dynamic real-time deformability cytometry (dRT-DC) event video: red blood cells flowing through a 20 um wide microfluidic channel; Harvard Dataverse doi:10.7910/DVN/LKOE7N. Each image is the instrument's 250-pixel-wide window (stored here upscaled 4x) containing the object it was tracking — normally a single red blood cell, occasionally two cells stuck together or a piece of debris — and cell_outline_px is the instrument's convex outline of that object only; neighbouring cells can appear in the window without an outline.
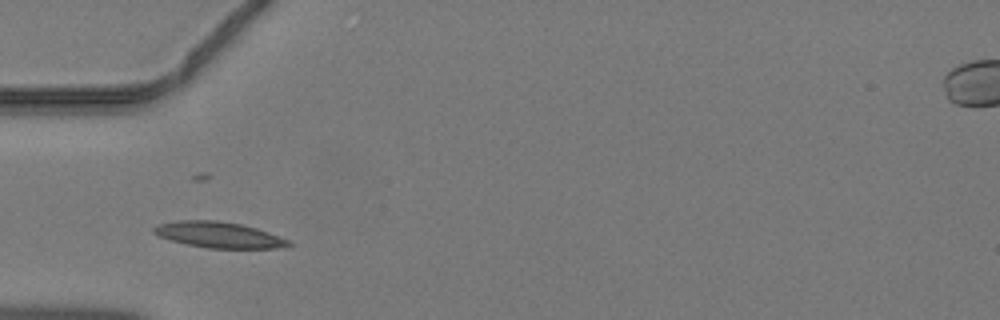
{"species": "common noctule bat (a hibernating species)", "species_latin": "Nyctalus noctula", "temperature_condition": "warm", "stored_images_in_passage": 25, "camera_frame_rate_fps": 3000, "um_per_image_px": 0.085, "animal": {"sex": "male", "body_mass_g": 19.2, "forearm_length_mm": 51.8}, "frame": {"image": 1, "passage_image": 2, "time_ms": 0.333, "image_size_px": [1000, 320], "cell_outline_px": [[292, 244], [276, 248], [208, 248], [188, 244], [172, 240], [160, 236], [152, 232], [152, 228], [156, 224], [176, 220], [216, 220], [240, 224], [256, 228], [268, 232], [288, 240]], "centroid_in_image_um": [18.54, 19.95], "position_along_channel_um": 66.5, "area_um2": 20.11}}
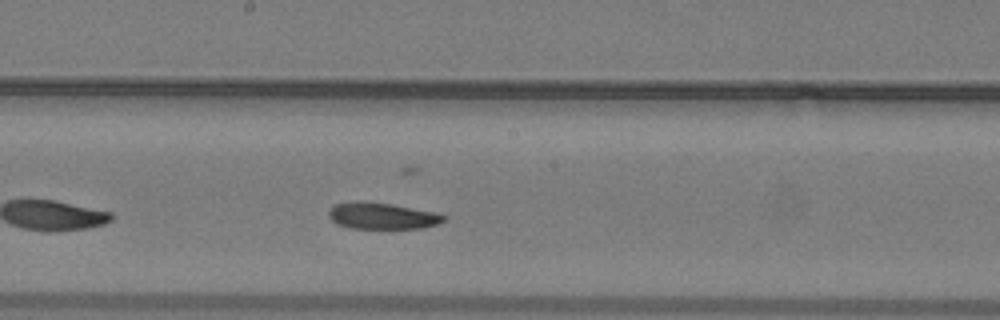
{"frame": {"image": 2, "passage_image": 12, "time_ms": 3.667, "image_size_px": [1000, 320], "cell_outline_px": [[448, 216], [444, 220], [436, 224], [424, 228], [348, 228], [336, 224], [328, 216], [328, 212], [336, 204], [356, 200], [392, 204], [436, 212]], "centroid_in_image_um": [32.47, 18.35], "position_along_channel_um": 215.7, "area_um2": 17.8}}
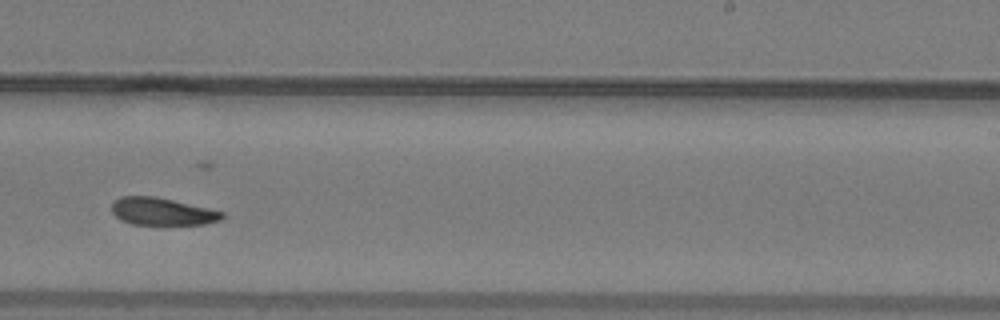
{"frame": {"image": 3, "passage_image": 16, "time_ms": 5.0, "image_size_px": [1000, 320], "cell_outline_px": [[224, 216], [220, 220], [204, 224], [164, 228], [160, 228], [132, 224], [120, 220], [112, 212], [112, 200], [120, 196], [156, 196], [208, 208], [224, 212]], "centroid_in_image_um": [13.76, 18.03], "position_along_channel_um": 275.2, "area_um2": 18.73}}